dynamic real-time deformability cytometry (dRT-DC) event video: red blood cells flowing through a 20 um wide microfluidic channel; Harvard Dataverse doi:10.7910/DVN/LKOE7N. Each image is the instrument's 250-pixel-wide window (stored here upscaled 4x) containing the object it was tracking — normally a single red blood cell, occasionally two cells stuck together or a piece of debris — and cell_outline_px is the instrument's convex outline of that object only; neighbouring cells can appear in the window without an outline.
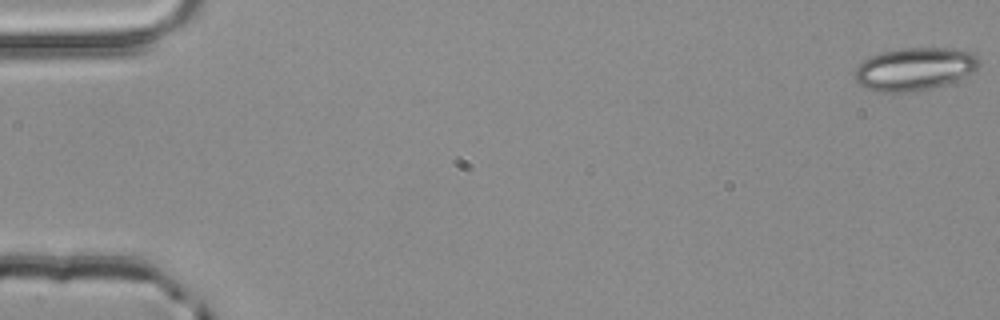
{"species": "common noctule bat (a hibernating species)", "species_latin": "Nyctalus noctula", "temperature_condition": "room temperature", "stored_images_in_passage": 5, "camera_frame_rate_fps": 3000, "um_per_image_px": 0.085, "animal": {"sex": "male", "body_mass_g": 20.4}, "frame": {"image": 1, "passage_image": 1, "time_ms": 0.0, "image_size_px": [1000, 320], "cell_outline_px": [[980, 64], [972, 72], [956, 80], [932, 88], [916, 92], [876, 92], [864, 88], [856, 80], [852, 72], [864, 60], [872, 56], [884, 52], [904, 48], [952, 48], [972, 52], [980, 60]], "centroid_in_image_um": [77.72, 5.88], "position_along_channel_um": 7.3, "area_um2": 31.04}}